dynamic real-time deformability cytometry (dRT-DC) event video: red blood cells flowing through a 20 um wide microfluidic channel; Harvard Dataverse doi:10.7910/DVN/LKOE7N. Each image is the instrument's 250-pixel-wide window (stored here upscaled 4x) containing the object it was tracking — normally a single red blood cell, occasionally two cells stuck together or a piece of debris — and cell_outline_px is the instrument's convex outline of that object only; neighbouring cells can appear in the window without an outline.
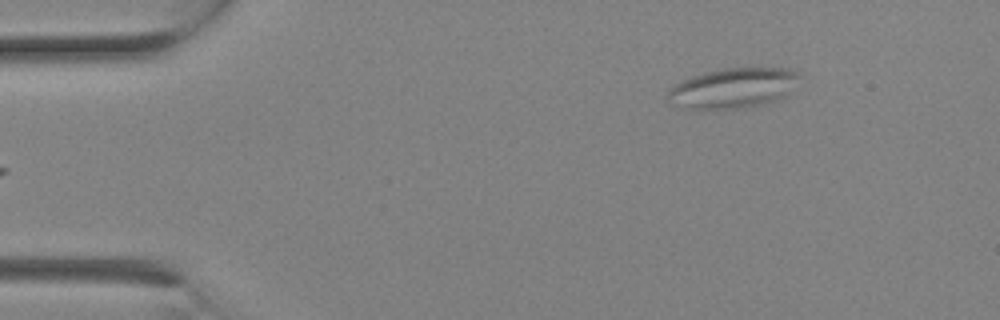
{"species": "Egyptian fruit bat (a non-hibernating species)", "species_latin": "Rousettus aegyptiacus", "temperature_condition": "room temperature", "stored_images_in_passage": 3, "camera_frame_rate_fps": 3000, "um_per_image_px": 0.085, "animal": {"sex": "female"}, "frame": {"image": 1, "passage_image": 3, "time_ms": 0.667, "image_size_px": [1000, 320], "cell_outline_px": [[800, 76], [784, 96], [780, 100], [764, 104], [740, 108], [704, 112], [668, 104], [668, 88], [692, 76], [704, 72], [724, 68], [788, 68], [796, 72]], "centroid_in_image_um": [62.23, 7.53], "position_along_channel_um": 22.8, "area_um2": 31.27}}